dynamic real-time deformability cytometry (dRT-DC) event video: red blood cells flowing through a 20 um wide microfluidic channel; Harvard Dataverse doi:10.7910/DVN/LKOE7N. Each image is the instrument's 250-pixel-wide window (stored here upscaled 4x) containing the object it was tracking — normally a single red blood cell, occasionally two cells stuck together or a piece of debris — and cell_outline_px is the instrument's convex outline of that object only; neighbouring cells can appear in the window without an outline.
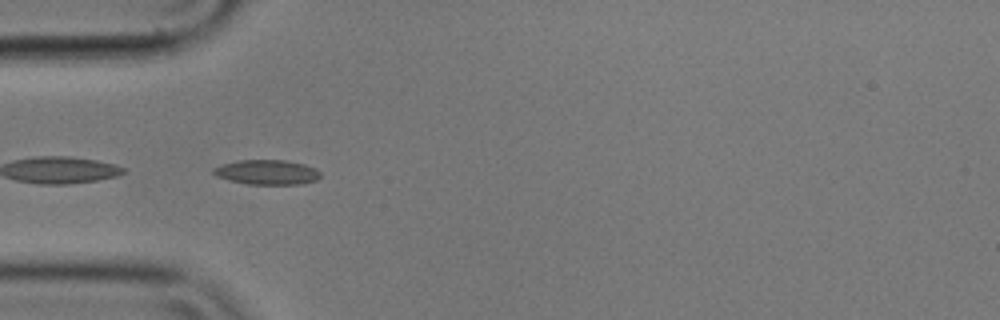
{"species": "common noctule bat (a hibernating species)", "species_latin": "Nyctalus noctula", "temperature_condition": "cold", "stored_images_in_passage": 52, "segment_of_instrument_passage": [2, 2], "camera_frame_rate_fps": 3000, "um_per_image_px": 0.085, "animal": {"sex": "male", "body_mass_g": 17.9}, "frame": {"image": 1, "passage_image": 13, "time_ms": 4.0, "image_size_px": [1000, 320], "cell_outline_px": [[320, 176], [316, 180], [300, 184], [248, 184], [228, 180], [216, 176], [212, 172], [212, 168], [220, 164], [240, 160], [284, 160], [304, 164], [316, 168], [320, 172]], "centroid_in_image_um": [22.66, 14.63], "position_along_channel_um": 62.3, "area_um2": 15.49}}
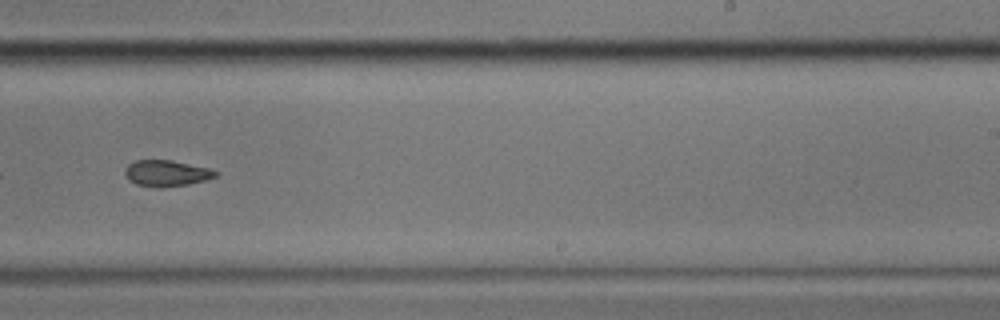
{"frame": {"image": 2, "passage_image": 31, "time_ms": 10.0, "image_size_px": [1000, 320], "cell_outline_px": [[220, 172], [216, 176], [204, 180], [188, 184], [160, 188], [136, 184], [128, 180], [124, 176], [124, 168], [128, 164], [136, 160], [172, 160], [208, 168]], "centroid_in_image_um": [14.11, 14.72], "position_along_channel_um": 274.9, "area_um2": 13.87}}
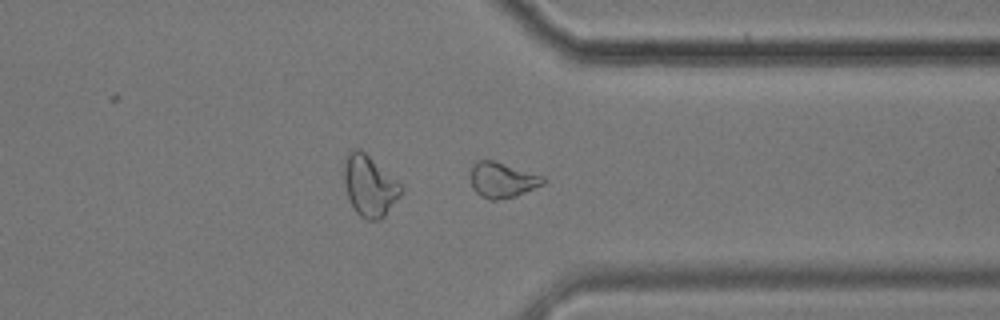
{"frame": {"image": 3, "passage_image": 39, "time_ms": 12.667, "image_size_px": [1000, 320], "cell_outline_px": [[548, 180], [544, 184], [516, 196], [496, 200], [488, 200], [480, 196], [472, 188], [472, 164], [476, 160], [492, 160], [544, 176]], "centroid_in_image_um": [42.71, 15.31], "position_along_channel_um": 368.7, "area_um2": 14.97}}